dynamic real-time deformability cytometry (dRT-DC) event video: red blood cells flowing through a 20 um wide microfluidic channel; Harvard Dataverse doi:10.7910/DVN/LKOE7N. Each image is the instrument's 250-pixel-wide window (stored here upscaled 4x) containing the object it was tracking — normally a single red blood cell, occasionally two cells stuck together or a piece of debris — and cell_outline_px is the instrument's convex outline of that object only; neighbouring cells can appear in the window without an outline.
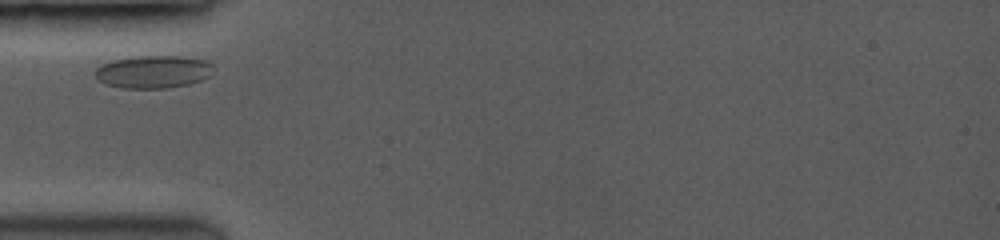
{"species": "common noctule bat (a hibernating species)", "species_latin": "Nyctalus noctula", "temperature_condition": "room temperature", "stored_images_in_passage": 19, "camera_frame_rate_fps": 3500, "um_per_image_px": 0.085, "animal": {"sex": "female", "body_mass_g": 19.0, "forearm_length_mm": 53.3}, "frame": {"image": 1, "passage_image": 1, "time_ms": 0.0, "image_size_px": [1000, 240], "cell_outline_px": [[212, 64], [208, 76], [200, 80], [188, 84], [164, 88], [124, 88], [108, 84], [100, 80], [96, 76], [96, 68], [112, 60], [136, 56], [184, 56], [204, 60]], "centroid_in_image_um": [13.02, 6.09], "position_along_channel_um": 72.0, "area_um2": 22.08}}
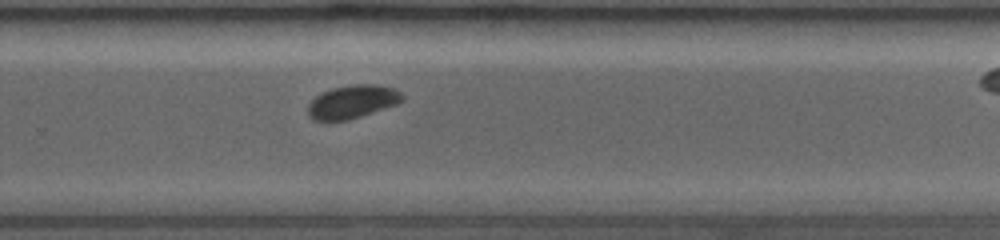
{"frame": {"image": 2, "passage_image": 11, "time_ms": 4.857, "image_size_px": [1000, 240], "cell_outline_px": [[404, 100], [396, 104], [348, 120], [312, 120], [308, 116], [308, 104], [316, 96], [332, 88], [356, 84], [376, 84], [392, 88], [400, 92], [404, 96]], "centroid_in_image_um": [29.94, 8.65], "position_along_channel_um": 299.9, "area_um2": 18.03}}
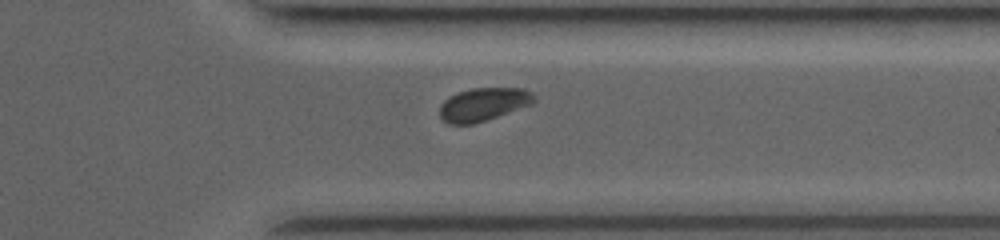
{"frame": {"image": 3, "passage_image": 14, "time_ms": 6.571, "image_size_px": [1000, 240], "cell_outline_px": [[536, 100], [532, 104], [472, 124], [448, 124], [440, 116], [440, 104], [448, 96], [472, 88], [520, 88], [532, 92], [536, 96]], "centroid_in_image_um": [41.08, 8.86], "position_along_channel_um": 370.3, "area_um2": 18.03}}